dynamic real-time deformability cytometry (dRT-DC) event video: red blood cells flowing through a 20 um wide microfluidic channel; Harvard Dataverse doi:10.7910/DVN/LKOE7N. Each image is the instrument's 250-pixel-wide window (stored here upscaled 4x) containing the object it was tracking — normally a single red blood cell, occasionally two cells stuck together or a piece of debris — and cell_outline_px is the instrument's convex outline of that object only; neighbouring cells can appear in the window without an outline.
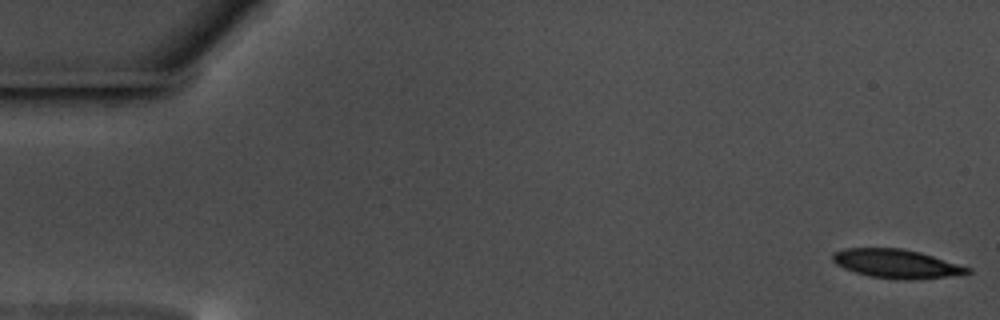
{"species": "common noctule bat (a hibernating species)", "species_latin": "Nyctalus noctula", "temperature_condition": "warm", "stored_images_in_passage": 58, "camera_frame_rate_fps": 3000, "um_per_image_px": 0.085, "animal": {"sex": "male", "body_mass_g": 17.5, "forearm_length_mm": 52.3}, "frame": {"image": 1, "passage_image": 1, "time_ms": 0.0, "image_size_px": [1000, 320], "cell_outline_px": [[972, 272], [944, 276], [912, 280], [904, 280], [868, 276], [844, 268], [836, 264], [832, 260], [832, 252], [844, 248], [900, 248], [920, 252], [972, 268]], "centroid_in_image_um": [76.15, 22.41], "position_along_channel_um": 8.8, "area_um2": 22.48}}
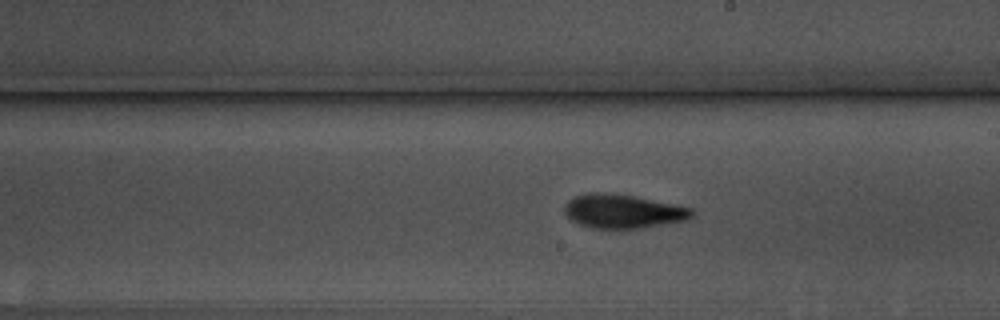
{"frame": {"image": 2, "passage_image": 33, "time_ms": 10.667, "image_size_px": [1000, 320], "cell_outline_px": [[696, 212], [688, 220], [644, 228], [588, 228], [572, 220], [564, 212], [564, 204], [572, 196], [584, 192], [596, 192], [632, 196], [692, 208]], "centroid_in_image_um": [52.93, 17.96], "position_along_channel_um": 236.1, "area_um2": 25.2}}
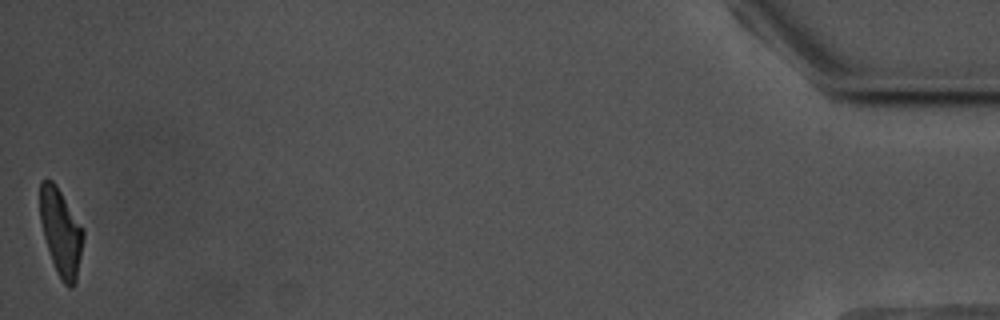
{"frame": {"image": 3, "passage_image": 58, "time_ms": 19.0, "image_size_px": [1000, 320], "cell_outline_px": [[84, 236], [76, 280], [72, 288], [68, 288], [64, 284], [56, 272], [44, 236], [40, 220], [40, 180], [52, 180], [56, 184], [84, 232]], "centroid_in_image_um": [5.16, 19.75], "position_along_channel_um": 430.0, "area_um2": 21.44}, "authors_computed_cell_mechanics": {"area_um2": 23.6113, "velocity_mm_per_s": 3.5045, "shape_relaxation_time_tau1_ms": 3.7587, "shape_relaxation_time_tau2_ms": 4.2418, "deformation_change_tau1": 0.1626, "deformation_change_tau2": 0.1178}}